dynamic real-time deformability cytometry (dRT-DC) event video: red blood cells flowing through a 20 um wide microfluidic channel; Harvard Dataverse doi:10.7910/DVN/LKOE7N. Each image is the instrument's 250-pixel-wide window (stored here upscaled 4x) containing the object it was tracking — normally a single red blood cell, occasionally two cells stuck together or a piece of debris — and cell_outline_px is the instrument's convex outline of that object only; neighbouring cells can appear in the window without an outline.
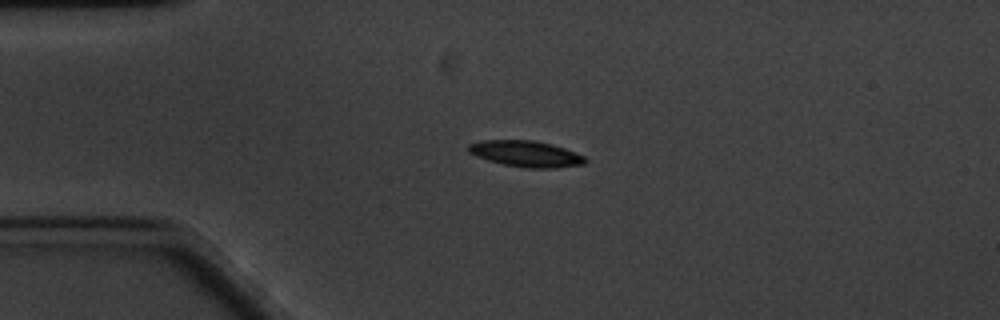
{"species": "common noctule bat (a hibernating species)", "species_latin": "Nyctalus noctula", "temperature_condition": "cold", "stored_images_in_passage": 48, "camera_frame_rate_fps": 3000, "um_per_image_px": 0.085, "animal": {"sex": "male", "body_mass_g": 20.1, "forearm_length_mm": 53.5}, "frame": {"image": 1, "passage_image": 1, "time_ms": 0.0, "image_size_px": [1000, 320], "cell_outline_px": [[588, 160], [584, 164], [556, 168], [524, 168], [504, 164], [488, 160], [468, 152], [468, 144], [484, 140], [532, 140], [552, 144], [564, 148], [584, 156]], "centroid_in_image_um": [44.72, 13.07], "position_along_channel_um": 40.3, "area_um2": 17.69}}
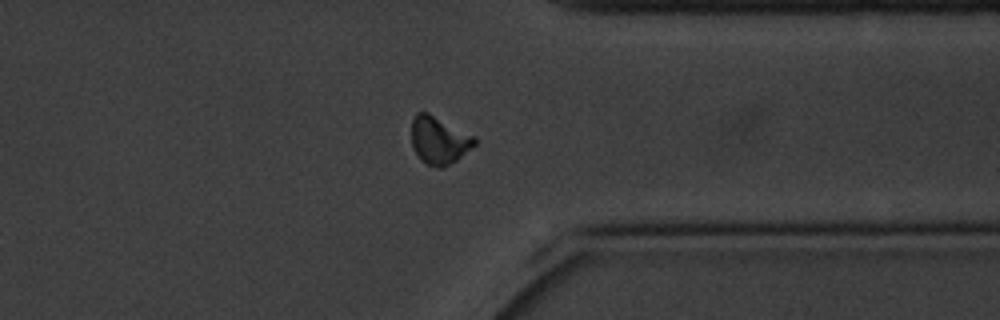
{"frame": {"image": 2, "passage_image": 34, "time_ms": 11.0, "image_size_px": [1000, 320], "cell_outline_px": [[476, 144], [456, 160], [440, 168], [436, 168], [420, 160], [412, 148], [412, 120], [416, 112], [428, 112], [476, 136]], "centroid_in_image_um": [37.31, 11.91], "position_along_channel_um": 374.1, "area_um2": 17.57}}
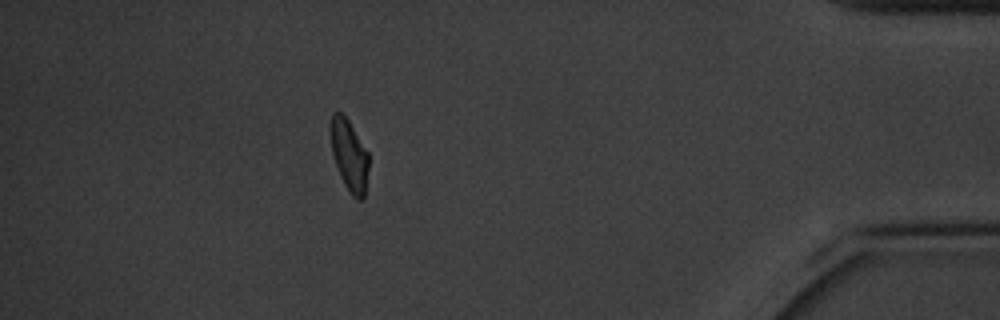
{"frame": {"image": 3, "passage_image": 41, "time_ms": 13.333, "image_size_px": [1000, 320], "cell_outline_px": [[368, 168], [364, 196], [360, 200], [356, 200], [352, 196], [344, 184], [340, 176], [332, 152], [332, 112], [336, 108], [348, 120], [368, 152]], "centroid_in_image_um": [29.7, 13.22], "position_along_channel_um": 405.5, "area_um2": 15.43}, "authors_computed_cell_mechanics": {"area_um2": 17.0221, "velocity_mm_per_s": 3.2838, "shape_relaxation_time_tau1_ms": 2.3592, "shape_relaxation_time_tau2_ms": 4.3256, "deformation_change_tau1": 0.1309, "deformation_change_tau2": 0.0989}}